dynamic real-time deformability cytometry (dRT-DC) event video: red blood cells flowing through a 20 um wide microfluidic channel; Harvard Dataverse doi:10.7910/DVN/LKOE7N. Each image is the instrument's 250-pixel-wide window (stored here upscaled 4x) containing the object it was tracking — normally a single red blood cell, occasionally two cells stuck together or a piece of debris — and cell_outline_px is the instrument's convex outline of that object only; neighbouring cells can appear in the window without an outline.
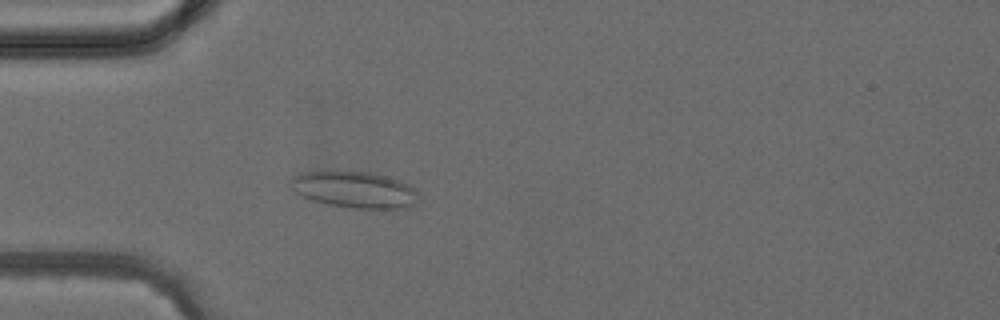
{"species": "common noctule bat (a hibernating species)", "species_latin": "Nyctalus noctula", "temperature_condition": "cold", "stored_images_in_passage": 2, "camera_frame_rate_fps": 3000, "um_per_image_px": 0.085, "animal": {"sex": "female", "body_mass_g": 24.6, "forearm_length_mm": 56.2}, "frame": {"image": 1, "passage_image": 2, "time_ms": 1.333, "image_size_px": [1000, 320], "cell_outline_px": [[416, 192], [412, 204], [400, 208], [352, 208], [328, 204], [304, 196], [296, 192], [292, 188], [288, 180], [292, 176], [304, 172], [368, 172], [388, 176], [408, 184], [416, 188]], "centroid_in_image_um": [30.09, 16.11], "position_along_channel_um": 54.9, "area_um2": 26.47}}